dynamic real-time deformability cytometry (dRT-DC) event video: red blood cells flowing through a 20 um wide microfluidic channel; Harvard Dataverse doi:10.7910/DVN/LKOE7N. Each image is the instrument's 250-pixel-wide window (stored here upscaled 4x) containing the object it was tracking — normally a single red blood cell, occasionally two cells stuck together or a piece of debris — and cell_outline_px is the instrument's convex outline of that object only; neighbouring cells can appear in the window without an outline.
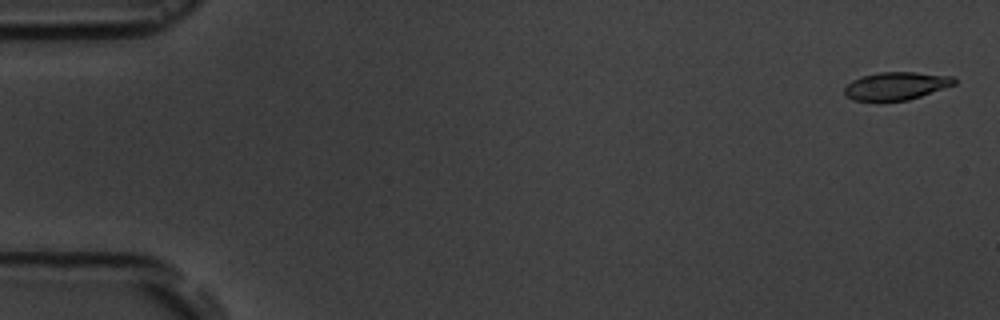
{"species": "common noctule bat (a hibernating species)", "species_latin": "Nyctalus noctula", "temperature_condition": "room temperature", "stored_images_in_passage": 5, "camera_frame_rate_fps": 3000, "um_per_image_px": 0.085, "animal": {"sex": "male", "body_mass_g": 19.5, "forearm_length_mm": 54.6}, "frame": {"image": 1, "passage_image": 1, "time_ms": 0.0, "image_size_px": [1000, 320], "cell_outline_px": [[956, 84], [908, 100], [880, 104], [876, 104], [852, 100], [844, 92], [844, 88], [852, 80], [860, 76], [880, 72], [916, 72], [952, 76], [956, 80]], "centroid_in_image_um": [76.11, 7.35], "position_along_channel_um": 8.9, "area_um2": 18.5}}